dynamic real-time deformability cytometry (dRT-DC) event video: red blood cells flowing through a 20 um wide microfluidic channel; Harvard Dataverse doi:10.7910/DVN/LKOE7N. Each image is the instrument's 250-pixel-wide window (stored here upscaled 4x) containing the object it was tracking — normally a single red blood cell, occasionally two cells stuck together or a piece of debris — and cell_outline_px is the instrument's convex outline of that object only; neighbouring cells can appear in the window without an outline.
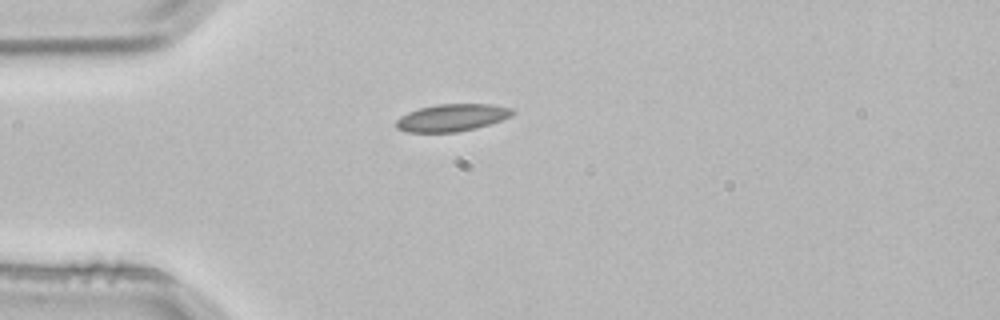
{"species": "common noctule bat (a hibernating species)", "species_latin": "Nyctalus noctula", "temperature_condition": "room temperature", "stored_images_in_passage": 40, "camera_frame_rate_fps": 3000, "um_per_image_px": 0.085, "animal": {"sex": "male", "body_mass_g": 21.5, "forearm_length_mm": 52.0}, "frame": {"image": 1, "passage_image": 1, "time_ms": 0.0, "image_size_px": [1000, 320], "cell_outline_px": [[516, 112], [512, 116], [476, 128], [456, 132], [408, 132], [396, 128], [396, 120], [400, 116], [408, 112], [420, 108], [436, 104], [492, 104], [512, 108]], "centroid_in_image_um": [38.42, 9.99], "position_along_channel_um": 46.6, "area_um2": 18.5}}
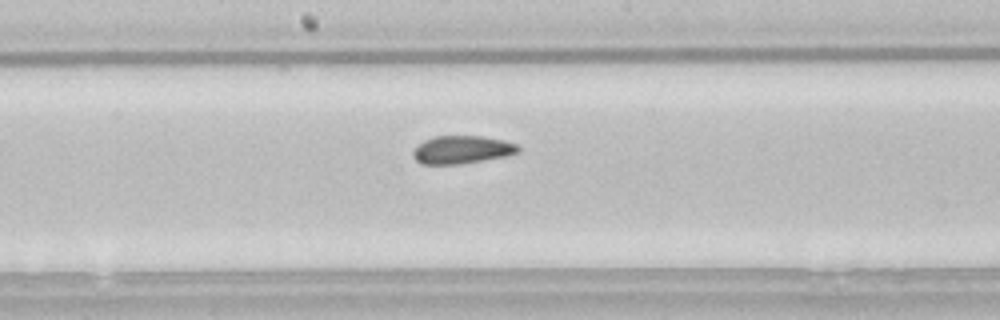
{"frame": {"image": 2, "passage_image": 15, "time_ms": 4.667, "image_size_px": [1000, 320], "cell_outline_px": [[520, 152], [504, 156], [460, 164], [420, 164], [412, 156], [412, 152], [424, 140], [436, 136], [480, 136], [504, 140], [516, 144], [520, 148]], "centroid_in_image_um": [39.25, 12.72], "position_along_channel_um": 208.9, "area_um2": 16.99}}
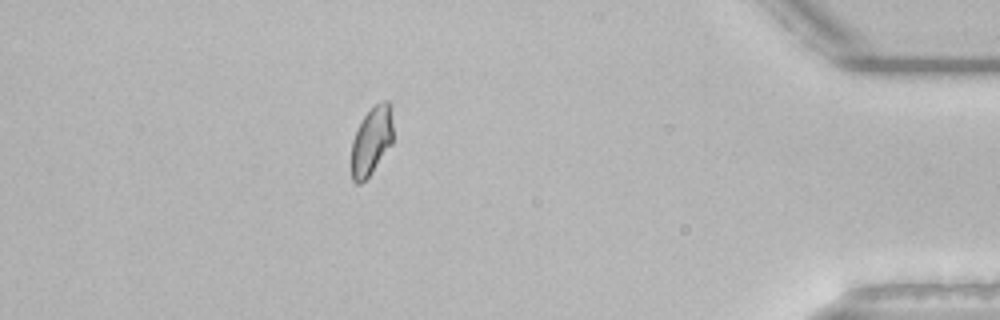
{"frame": {"image": 3, "passage_image": 34, "time_ms": 11.0, "image_size_px": [1000, 320], "cell_outline_px": [[392, 144], [372, 172], [360, 184], [356, 184], [352, 180], [352, 140], [364, 116], [376, 104], [384, 100], [388, 100], [392, 104]], "centroid_in_image_um": [31.6, 11.96], "position_along_channel_um": 403.6, "area_um2": 16.47}, "authors_computed_cell_mechanics": {"area_um2": 17.2533, "velocity_mm_per_s": 3.817, "shape_relaxation_time_tau1_ms": null, "shape_relaxation_time_tau2_ms": 0.6954, "deformation_change_tau1": null, "deformation_change_tau2": 0.0387}}